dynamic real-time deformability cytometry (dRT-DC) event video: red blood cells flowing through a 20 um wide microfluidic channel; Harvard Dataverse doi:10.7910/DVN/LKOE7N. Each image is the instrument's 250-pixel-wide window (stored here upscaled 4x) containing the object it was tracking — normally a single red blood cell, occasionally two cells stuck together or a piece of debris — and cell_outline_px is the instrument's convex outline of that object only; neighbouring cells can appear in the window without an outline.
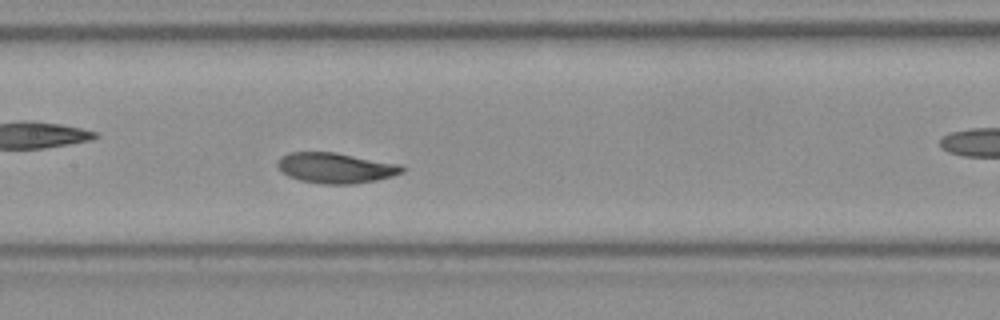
{"species": "Egyptian fruit bat (a non-hibernating species)", "species_latin": "Rousettus aegyptiacus", "temperature_condition": "room temperature", "stored_images_in_passage": 50, "camera_frame_rate_fps": 3000, "um_per_image_px": 0.085, "frame": {"image": 1, "passage_image": 22, "time_ms": 7.0, "image_size_px": [1000, 320], "cell_outline_px": [[404, 172], [392, 176], [376, 180], [352, 184], [320, 184], [300, 180], [288, 176], [276, 164], [280, 156], [288, 152], [336, 152], [400, 164], [404, 168]], "centroid_in_image_um": [28.53, 14.27], "position_along_channel_um": 178.9, "area_um2": 22.14}, "authors_computed_cell_mechanics": {"area_um2": 22.1952, "velocity_mm_per_s": 3.8, "shape_relaxation_time_tau1_ms": 4.1571, "shape_relaxation_time_tau2_ms": 3.7531, "deformation_change_tau1": 0.1384, "deformation_change_tau2": 0.078}}